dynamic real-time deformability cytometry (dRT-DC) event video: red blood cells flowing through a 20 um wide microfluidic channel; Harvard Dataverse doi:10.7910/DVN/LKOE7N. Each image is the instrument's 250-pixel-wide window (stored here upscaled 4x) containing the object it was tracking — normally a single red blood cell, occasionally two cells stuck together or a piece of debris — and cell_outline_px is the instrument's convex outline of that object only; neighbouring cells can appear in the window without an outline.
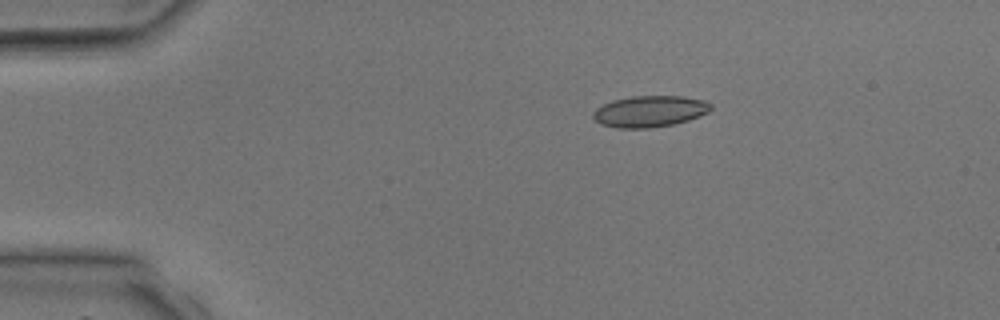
{"species": "common noctule bat (a hibernating species)", "species_latin": "Nyctalus noctula", "temperature_condition": "room temperature", "stored_images_in_passage": 4, "camera_frame_rate_fps": 3000, "um_per_image_px": 0.085, "animal": {"sex": "male", "body_mass_g": 17.9, "forearm_length_mm": 54.2}, "frame": {"image": 1, "passage_image": 2, "time_ms": 1.0, "image_size_px": [1000, 320], "cell_outline_px": [[712, 108], [708, 112], [700, 116], [688, 120], [672, 124], [648, 128], [616, 128], [600, 124], [592, 116], [592, 112], [596, 108], [612, 100], [632, 96], [684, 96], [704, 100], [712, 104]], "centroid_in_image_um": [55.22, 9.46], "position_along_channel_um": 29.8, "area_um2": 21.56}}